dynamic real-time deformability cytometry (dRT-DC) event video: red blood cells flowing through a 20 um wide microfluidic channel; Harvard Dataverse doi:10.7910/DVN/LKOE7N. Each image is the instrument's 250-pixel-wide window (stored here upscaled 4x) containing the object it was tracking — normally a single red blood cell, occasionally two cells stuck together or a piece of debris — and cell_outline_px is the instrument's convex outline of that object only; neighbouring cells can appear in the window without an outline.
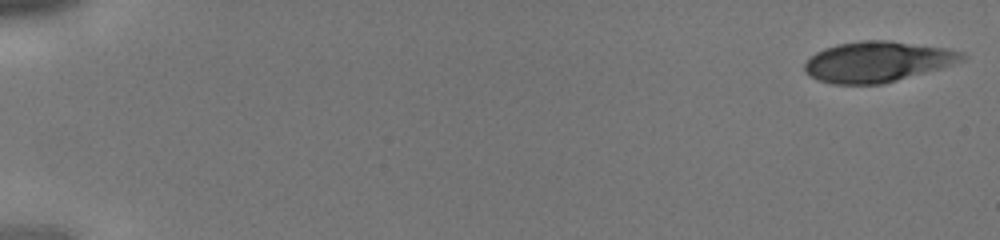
{"species": "human", "species_latin": "Homo sapiens", "temperature_condition": "cold", "stored_images_in_passage": 39, "camera_frame_rate_fps": 3000, "um_per_image_px": 0.085, "donor": {"sex": "male"}, "frame": {"image": 1, "passage_image": 1, "time_ms": 0.0, "image_size_px": [1000, 240], "cell_outline_px": [[968, 56], [964, 60], [940, 68], [896, 80], [880, 84], [832, 84], [820, 80], [804, 72], [804, 64], [816, 52], [824, 48], [836, 44], [860, 40], [888, 40], [948, 48], [964, 52]], "centroid_in_image_um": [74.59, 5.23], "position_along_channel_um": 10.4, "area_um2": 37.11}}
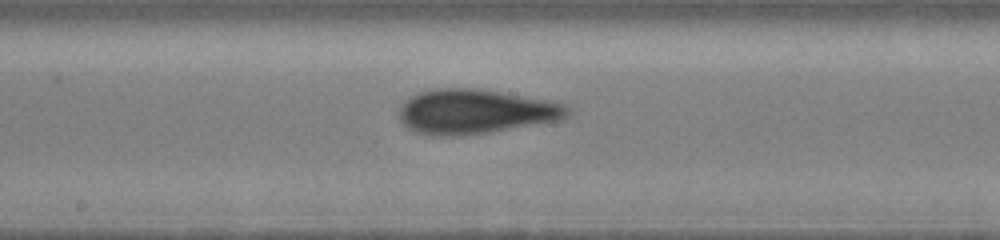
{"frame": {"image": 2, "passage_image": 23, "time_ms": 7.333, "image_size_px": [1000, 240], "cell_outline_px": [[572, 112], [564, 120], [488, 132], [452, 136], [432, 136], [416, 132], [408, 128], [400, 120], [400, 108], [412, 96], [420, 92], [432, 88], [476, 88], [548, 100], [568, 104], [572, 108]], "centroid_in_image_um": [40.48, 9.49], "position_along_channel_um": 207.7, "area_um2": 43.81}}
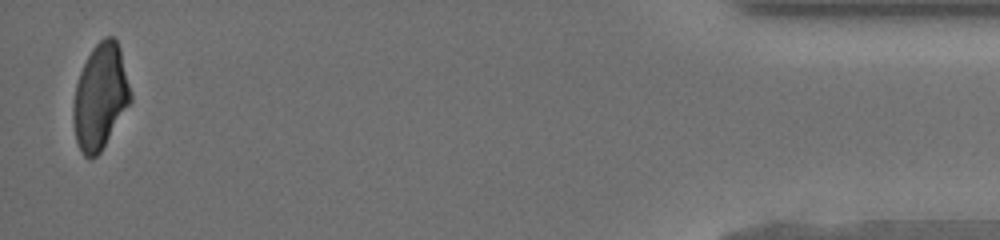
{"frame": {"image": 3, "passage_image": 39, "time_ms": 12.667, "image_size_px": [1000, 240], "cell_outline_px": [[132, 100], [100, 152], [96, 156], [84, 156], [76, 140], [72, 120], [72, 104], [76, 84], [80, 72], [92, 48], [104, 36], [112, 36], [116, 40], [120, 48], [132, 96]], "centroid_in_image_um": [8.51, 8.2], "position_along_channel_um": 426.7, "area_um2": 34.91}}